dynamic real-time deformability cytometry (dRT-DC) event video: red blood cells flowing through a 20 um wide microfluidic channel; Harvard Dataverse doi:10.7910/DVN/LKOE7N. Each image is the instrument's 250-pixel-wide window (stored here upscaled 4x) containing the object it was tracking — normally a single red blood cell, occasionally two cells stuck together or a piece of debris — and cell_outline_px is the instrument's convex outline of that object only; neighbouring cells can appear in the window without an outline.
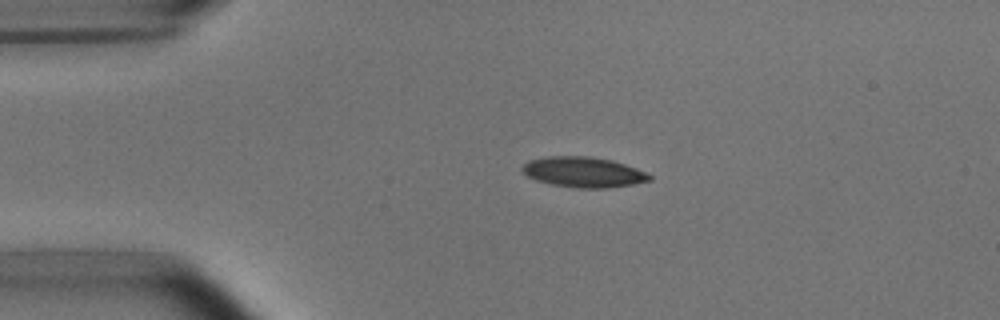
{"species": "common noctule bat (a hibernating species)", "species_latin": "Nyctalus noctula", "temperature_condition": "room temperature", "stored_images_in_passage": 4, "camera_frame_rate_fps": 3000, "um_per_image_px": 0.085, "animal": {"sex": "male", "body_mass_g": 15.6}, "frame": {"image": 1, "passage_image": 3, "time_ms": 2.333, "image_size_px": [1000, 320], "cell_outline_px": [[652, 180], [632, 184], [608, 188], [576, 188], [552, 184], [536, 180], [528, 176], [520, 168], [528, 160], [548, 156], [588, 156], [612, 160], [636, 168], [652, 176]], "centroid_in_image_um": [49.58, 14.63], "position_along_channel_um": 35.4, "area_um2": 22.43}}